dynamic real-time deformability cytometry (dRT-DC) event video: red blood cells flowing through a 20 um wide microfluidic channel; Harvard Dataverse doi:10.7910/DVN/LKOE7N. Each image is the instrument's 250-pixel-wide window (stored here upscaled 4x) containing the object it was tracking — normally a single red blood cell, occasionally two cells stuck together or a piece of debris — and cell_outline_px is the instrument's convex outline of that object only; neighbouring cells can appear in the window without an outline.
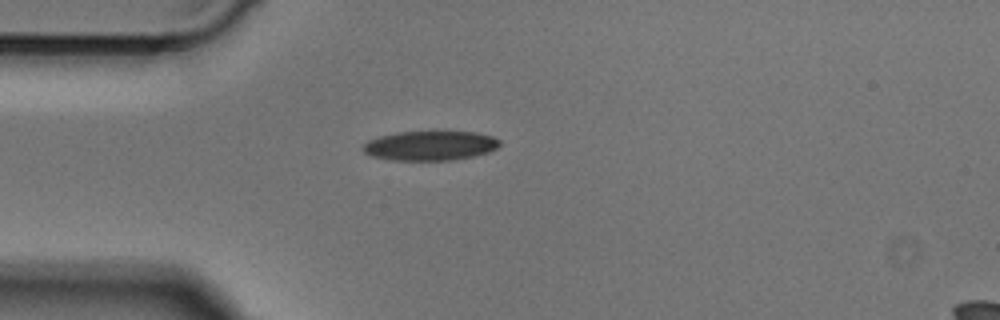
{"species": "Egyptian fruit bat (a non-hibernating species)", "species_latin": "Rousettus aegyptiacus", "temperature_condition": "cold", "stored_images_in_passage": 37, "camera_frame_rate_fps": 3000, "um_per_image_px": 0.085, "animal": {"sex": "male"}, "frame": {"image": 1, "passage_image": 1, "time_ms": 0.0, "image_size_px": [1000, 320], "cell_outline_px": [[500, 144], [496, 148], [488, 152], [472, 156], [452, 160], [392, 160], [372, 156], [364, 152], [364, 144], [368, 140], [380, 136], [396, 132], [476, 132], [492, 136], [500, 140]], "centroid_in_image_um": [36.57, 12.38], "position_along_channel_um": 48.4, "area_um2": 23.29}}
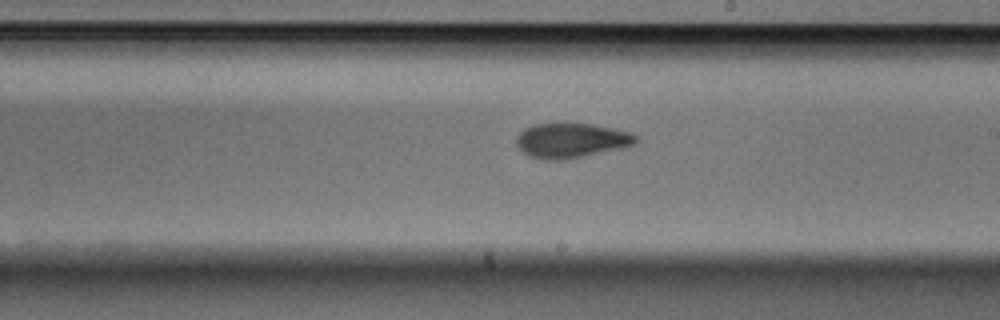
{"frame": {"image": 2, "passage_image": 16, "time_ms": 5.0, "image_size_px": [1000, 320], "cell_outline_px": [[640, 140], [636, 144], [620, 148], [560, 160], [540, 160], [528, 156], [516, 144], [516, 136], [524, 128], [532, 124], [564, 120], [592, 124], [616, 128], [640, 136]], "centroid_in_image_um": [48.53, 11.88], "position_along_channel_um": 240.5, "area_um2": 25.03}}
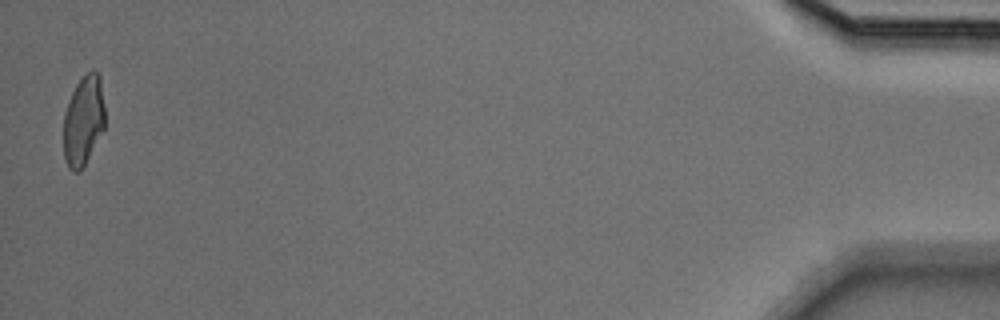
{"frame": {"image": 3, "passage_image": 37, "time_ms": 12.0, "image_size_px": [1000, 320], "cell_outline_px": [[104, 128], [80, 172], [72, 172], [68, 168], [64, 160], [64, 112], [72, 92], [76, 84], [92, 68], [100, 76], [104, 104]], "centroid_in_image_um": [7.08, 10.26], "position_along_channel_um": 428.1, "area_um2": 21.62}}